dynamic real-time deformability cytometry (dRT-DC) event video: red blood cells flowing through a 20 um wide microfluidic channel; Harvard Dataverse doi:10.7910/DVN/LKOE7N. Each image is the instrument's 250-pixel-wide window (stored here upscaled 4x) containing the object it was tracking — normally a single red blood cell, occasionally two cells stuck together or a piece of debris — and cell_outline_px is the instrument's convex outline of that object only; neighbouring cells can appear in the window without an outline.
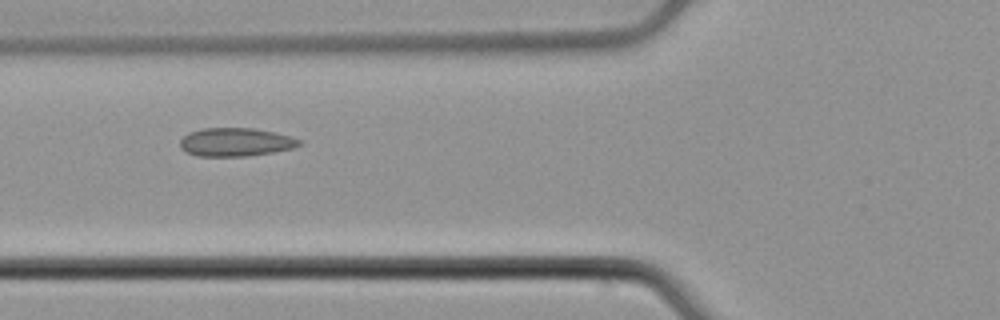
{"species": "common noctule bat (a hibernating species)", "species_latin": "Nyctalus noctula", "temperature_condition": "cold", "stored_images_in_passage": 7, "camera_frame_rate_fps": 3000, "um_per_image_px": 0.085, "animal": {"sex": "male", "body_mass_g": 21.5, "forearm_length_mm": 52.0}, "frame": {"image": 1, "passage_image": 6, "time_ms": 1.667, "image_size_px": [1000, 320], "cell_outline_px": [[304, 144], [292, 148], [272, 152], [248, 156], [196, 156], [180, 148], [180, 140], [188, 132], [204, 128], [256, 128], [276, 132], [292, 136], [300, 140]], "centroid_in_image_um": [20.05, 12.07], "position_along_channel_um": 105.7, "area_um2": 19.88}}
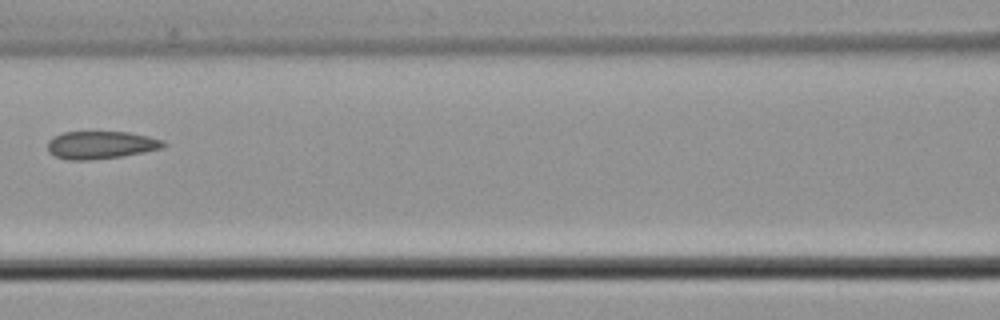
{"frame": {"image": 2, "passage_image": 7, "time_ms": 2.0, "image_size_px": [1000, 320], "cell_outline_px": [[168, 144], [160, 148], [144, 152], [120, 156], [88, 160], [68, 160], [56, 156], [48, 152], [48, 140], [52, 136], [64, 132], [128, 132], [148, 136], [164, 140]], "centroid_in_image_um": [8.56, 12.31], "position_along_channel_um": 158.0, "area_um2": 18.67}}